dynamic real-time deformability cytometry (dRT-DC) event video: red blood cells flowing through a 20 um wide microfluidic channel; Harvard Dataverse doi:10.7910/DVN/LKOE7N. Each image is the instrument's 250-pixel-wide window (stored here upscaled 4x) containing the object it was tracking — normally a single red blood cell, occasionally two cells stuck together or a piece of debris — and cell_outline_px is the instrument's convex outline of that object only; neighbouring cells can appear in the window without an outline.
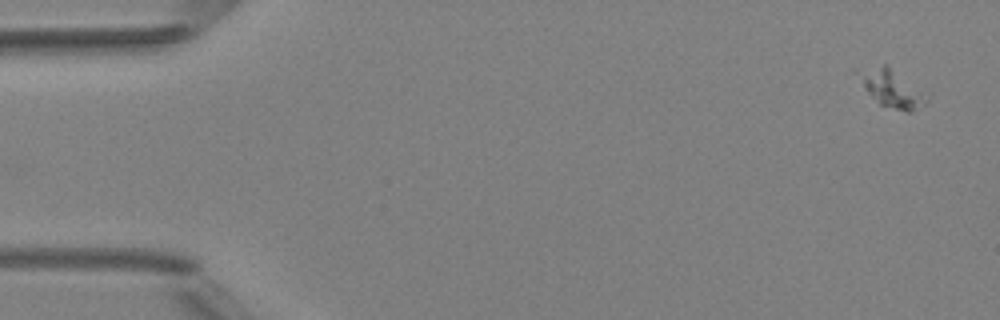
{"species": "Egyptian fruit bat (a non-hibernating species)", "species_latin": "Rousettus aegyptiacus", "temperature_condition": "room temperature", "stored_images_in_passage": 4, "camera_frame_rate_fps": 3000, "um_per_image_px": 0.085, "animal": {"sex": "female"}, "frame": {"image": 1, "passage_image": 1, "time_ms": 0.0, "image_size_px": [1000, 320], "cell_outline_px": [[928, 100], [924, 104], [912, 112], [908, 112], [880, 104], [868, 92], [864, 84], [864, 76], [884, 64], [888, 64]], "centroid_in_image_um": [75.91, 7.62], "position_along_channel_um": 9.1, "area_um2": 12.77}}